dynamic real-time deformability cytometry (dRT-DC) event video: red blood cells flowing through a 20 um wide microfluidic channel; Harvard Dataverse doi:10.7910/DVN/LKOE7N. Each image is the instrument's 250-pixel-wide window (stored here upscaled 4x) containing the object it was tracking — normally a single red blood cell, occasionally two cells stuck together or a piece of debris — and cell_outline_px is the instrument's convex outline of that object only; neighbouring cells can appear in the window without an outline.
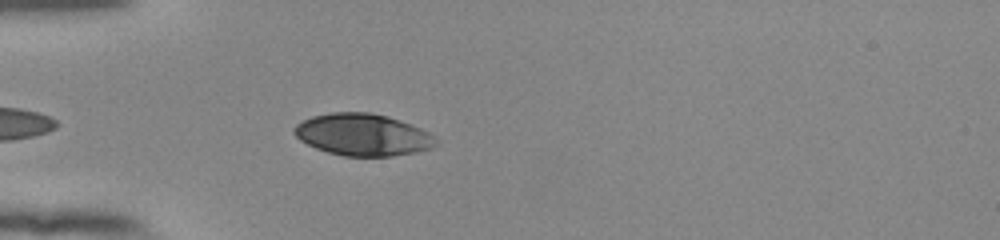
{"species": "human", "species_latin": "Homo sapiens", "temperature_condition": "room temperature", "stored_images_in_passage": 39, "camera_frame_rate_fps": 3000, "um_per_image_px": 0.085, "donor": {"sex": "female"}, "frame": {"image": 1, "passage_image": 3, "time_ms": 0.667, "image_size_px": [1000, 240], "cell_outline_px": [[440, 140], [432, 148], [416, 152], [392, 156], [344, 156], [328, 152], [316, 148], [300, 140], [292, 132], [292, 128], [296, 124], [312, 116], [332, 112], [368, 112], [388, 116], [400, 120], [420, 128], [428, 132]], "centroid_in_image_um": [30.84, 11.45], "position_along_channel_um": 54.2, "area_um2": 34.74}}
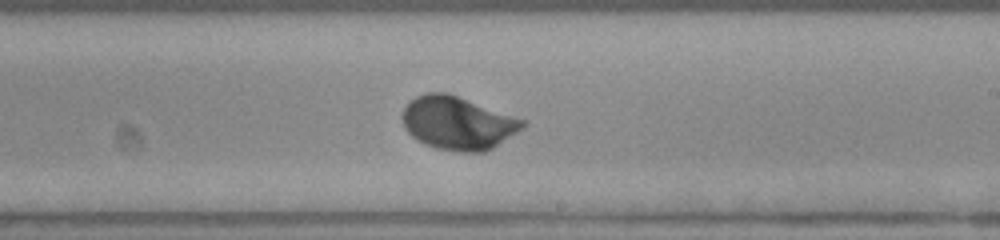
{"frame": {"image": 2, "passage_image": 19, "time_ms": 6.0, "image_size_px": [1000, 240], "cell_outline_px": [[528, 124], [492, 148], [484, 152], [460, 152], [436, 148], [424, 144], [416, 140], [404, 128], [400, 116], [404, 108], [416, 96], [424, 92], [448, 92], [528, 120]], "centroid_in_image_um": [38.91, 10.44], "position_along_channel_um": 250.1, "area_um2": 37.69}}
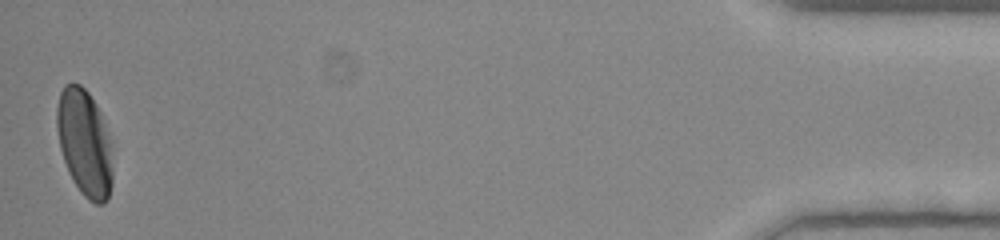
{"frame": {"image": 3, "passage_image": 39, "time_ms": 12.667, "image_size_px": [1000, 240], "cell_outline_px": [[112, 184], [108, 200], [104, 204], [96, 204], [88, 200], [80, 192], [72, 180], [68, 172], [60, 148], [56, 128], [56, 108], [60, 92], [64, 84], [80, 84], [88, 92], [96, 104], [100, 112], [112, 144]], "centroid_in_image_um": [7.19, 12.17], "position_along_channel_um": 428.0, "area_um2": 35.14}, "authors_computed_cell_mechanics": {"area_um2": 35.1424, "velocity_mm_per_s": 3.9081, "shape_relaxation_time_tau1_ms": 2.0492, "shape_relaxation_time_tau2_ms": null, "deformation_change_tau1": 0.152, "deformation_change_tau2": null}}